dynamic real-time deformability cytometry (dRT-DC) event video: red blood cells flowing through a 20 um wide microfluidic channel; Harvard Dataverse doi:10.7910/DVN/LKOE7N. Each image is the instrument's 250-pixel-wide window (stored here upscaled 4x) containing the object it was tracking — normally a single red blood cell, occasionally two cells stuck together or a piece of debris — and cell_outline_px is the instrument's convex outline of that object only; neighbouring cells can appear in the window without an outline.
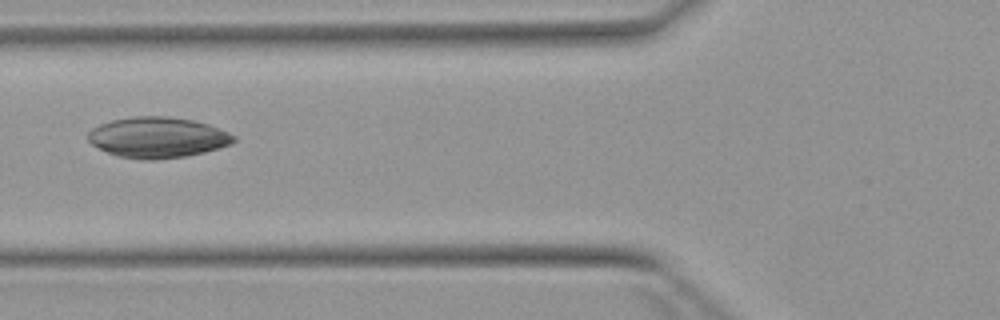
{"species": "Egyptian fruit bat (a non-hibernating species)", "species_latin": "Rousettus aegyptiacus", "temperature_condition": "warm", "stored_images_in_passage": 5, "camera_frame_rate_fps": 3000, "um_per_image_px": 0.085, "animal": {"sex": "female"}, "frame": {"image": 1, "passage_image": 5, "time_ms": 5.667, "image_size_px": [1000, 320], "cell_outline_px": [[236, 140], [232, 144], [204, 152], [188, 156], [156, 160], [140, 160], [120, 156], [108, 152], [92, 144], [88, 140], [88, 132], [92, 128], [100, 124], [112, 120], [136, 116], [168, 116], [192, 120], [208, 124], [228, 132], [236, 136]], "centroid_in_image_um": [13.42, 11.69], "position_along_channel_um": 112.4, "area_um2": 34.56}}